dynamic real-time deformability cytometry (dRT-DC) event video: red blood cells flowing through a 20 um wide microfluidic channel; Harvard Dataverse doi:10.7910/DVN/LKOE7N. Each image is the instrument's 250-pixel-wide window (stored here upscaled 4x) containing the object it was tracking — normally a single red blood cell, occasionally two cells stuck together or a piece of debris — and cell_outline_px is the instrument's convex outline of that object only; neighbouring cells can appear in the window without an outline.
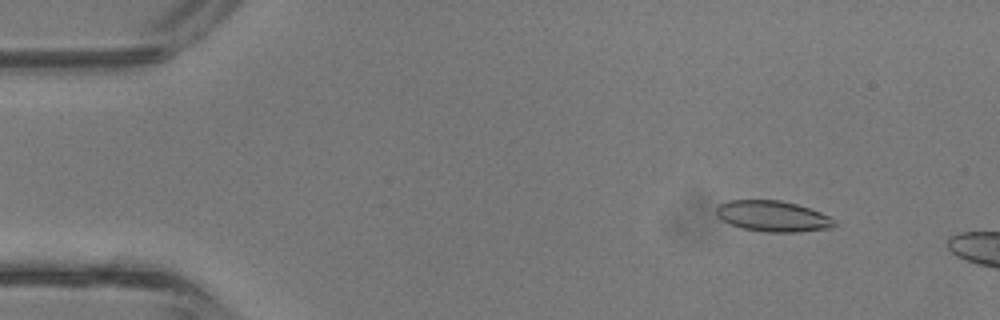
{"species": "common noctule bat (a hibernating species)", "species_latin": "Nyctalus noctula", "temperature_condition": "room temperature", "stored_images_in_passage": 10, "camera_frame_rate_fps": 3000, "um_per_image_px": 0.085, "animal": {"sex": "male", "body_mass_g": 13.3}, "frame": {"image": 1, "passage_image": 5, "time_ms": 1.333, "image_size_px": [1000, 320], "cell_outline_px": [[836, 224], [832, 228], [796, 232], [768, 232], [744, 228], [732, 224], [716, 216], [716, 208], [720, 204], [728, 200], [780, 200], [796, 204], [820, 212], [836, 220]], "centroid_in_image_um": [65.71, 18.37], "position_along_channel_um": 19.3, "area_um2": 21.04}}